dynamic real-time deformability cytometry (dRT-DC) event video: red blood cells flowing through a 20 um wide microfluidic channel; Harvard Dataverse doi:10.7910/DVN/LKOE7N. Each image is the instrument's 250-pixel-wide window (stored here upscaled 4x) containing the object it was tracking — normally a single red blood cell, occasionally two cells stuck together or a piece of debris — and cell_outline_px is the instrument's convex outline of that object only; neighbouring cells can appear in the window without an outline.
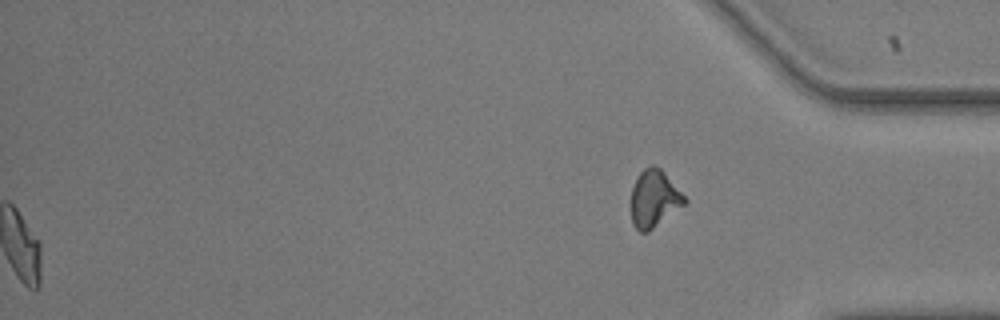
{"species": "common noctule bat (a hibernating species)", "species_latin": "Nyctalus noctula", "temperature_condition": "warm", "stored_images_in_passage": 51, "segment_of_instrument_passage": [2, 2], "camera_frame_rate_fps": 3000, "um_per_image_px": 0.085, "animal": {"sex": "male", "body_mass_g": 20.5, "forearm_length_mm": 52.5}, "frame": {"image": 1, "passage_image": 51, "time_ms": 16.667, "image_size_px": [1000, 320], "cell_outline_px": [[688, 200], [684, 204], [648, 232], [640, 232], [632, 224], [632, 188], [636, 176], [644, 168], [652, 164], [660, 168], [664, 172]], "centroid_in_image_um": [55.58, 16.87], "position_along_channel_um": 379.6, "area_um2": 17.57}}